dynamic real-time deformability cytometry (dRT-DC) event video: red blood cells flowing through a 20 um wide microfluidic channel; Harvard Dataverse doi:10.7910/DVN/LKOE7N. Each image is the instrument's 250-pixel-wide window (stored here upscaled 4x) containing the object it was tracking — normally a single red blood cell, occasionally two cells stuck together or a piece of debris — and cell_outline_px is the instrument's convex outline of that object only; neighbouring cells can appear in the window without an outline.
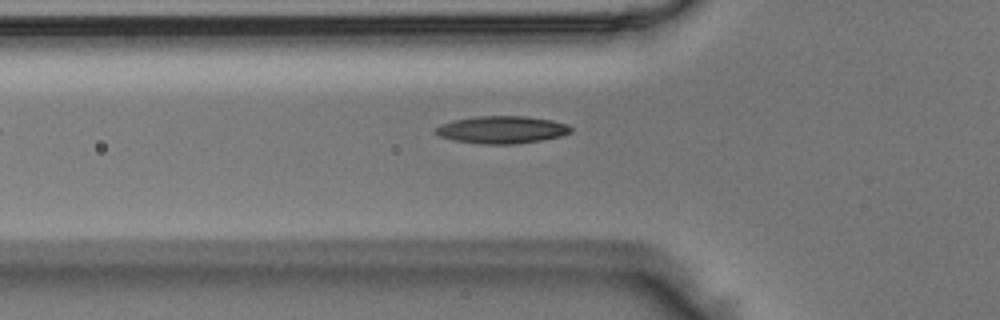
{"species": "Egyptian fruit bat (a non-hibernating species)", "species_latin": "Rousettus aegyptiacus", "temperature_condition": "room temperature", "stored_images_in_passage": 7, "camera_frame_rate_fps": 3000, "um_per_image_px": 0.085, "animal": {"sex": "male"}, "frame": {"image": 1, "passage_image": 7, "time_ms": 2.0, "image_size_px": [1000, 320], "cell_outline_px": [[572, 132], [560, 136], [540, 140], [512, 144], [484, 144], [452, 140], [440, 136], [432, 132], [432, 128], [440, 124], [456, 120], [476, 116], [524, 116], [552, 120], [564, 124], [572, 128]], "centroid_in_image_um": [42.59, 11.02], "position_along_channel_um": 83.2, "area_um2": 21.56}}